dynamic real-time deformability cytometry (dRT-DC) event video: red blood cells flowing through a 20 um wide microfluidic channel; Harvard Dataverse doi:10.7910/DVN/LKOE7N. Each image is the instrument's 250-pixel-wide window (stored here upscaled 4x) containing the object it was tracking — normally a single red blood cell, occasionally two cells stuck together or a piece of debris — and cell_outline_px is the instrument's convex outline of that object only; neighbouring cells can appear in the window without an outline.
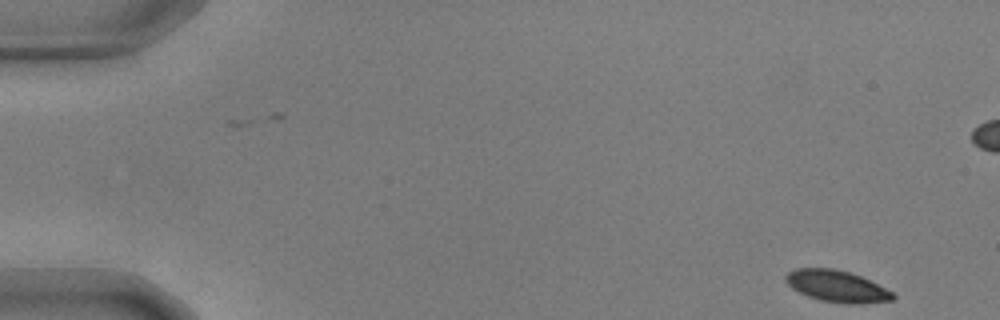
{"species": "common noctule bat (a hibernating species)", "species_latin": "Nyctalus noctula", "temperature_condition": "warm", "stored_images_in_passage": 2, "camera_frame_rate_fps": 3000, "um_per_image_px": 0.085, "animal": {"sex": "male", "body_mass_g": 17.9, "forearm_length_mm": 54.2}, "frame": {"image": 1, "passage_image": 2, "time_ms": 0.333, "image_size_px": [1000, 320], "cell_outline_px": [[896, 296], [892, 300], [860, 304], [844, 304], [820, 300], [808, 296], [792, 288], [784, 280], [784, 276], [788, 272], [796, 268], [832, 268], [848, 272], [860, 276], [892, 292]], "centroid_in_image_um": [71.1, 24.33], "position_along_channel_um": 13.9, "area_um2": 19.59}}